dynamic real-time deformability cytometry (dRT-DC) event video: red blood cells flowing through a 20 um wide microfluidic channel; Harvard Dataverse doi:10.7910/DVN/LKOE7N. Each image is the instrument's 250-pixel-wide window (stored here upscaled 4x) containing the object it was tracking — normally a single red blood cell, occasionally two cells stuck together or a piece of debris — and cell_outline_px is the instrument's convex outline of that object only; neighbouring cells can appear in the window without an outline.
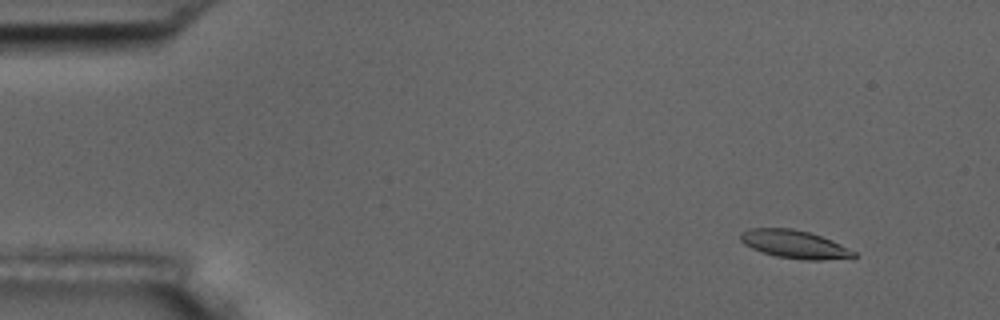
{"species": "common noctule bat (a hibernating species)", "species_latin": "Nyctalus noctula", "temperature_condition": "room temperature", "stored_images_in_passage": 16, "camera_frame_rate_fps": 3000, "um_per_image_px": 0.085, "animal": {"sex": "male", "body_mass_g": 17.5, "forearm_length_mm": 52.3}, "frame": {"image": 1, "passage_image": 6, "time_ms": 1.667, "image_size_px": [1000, 320], "cell_outline_px": [[856, 256], [852, 260], [804, 260], [776, 256], [752, 248], [744, 244], [740, 240], [740, 232], [748, 228], [792, 228], [808, 232], [832, 240], [856, 252]], "centroid_in_image_um": [67.59, 20.78], "position_along_channel_um": 17.4, "area_um2": 18.79}}